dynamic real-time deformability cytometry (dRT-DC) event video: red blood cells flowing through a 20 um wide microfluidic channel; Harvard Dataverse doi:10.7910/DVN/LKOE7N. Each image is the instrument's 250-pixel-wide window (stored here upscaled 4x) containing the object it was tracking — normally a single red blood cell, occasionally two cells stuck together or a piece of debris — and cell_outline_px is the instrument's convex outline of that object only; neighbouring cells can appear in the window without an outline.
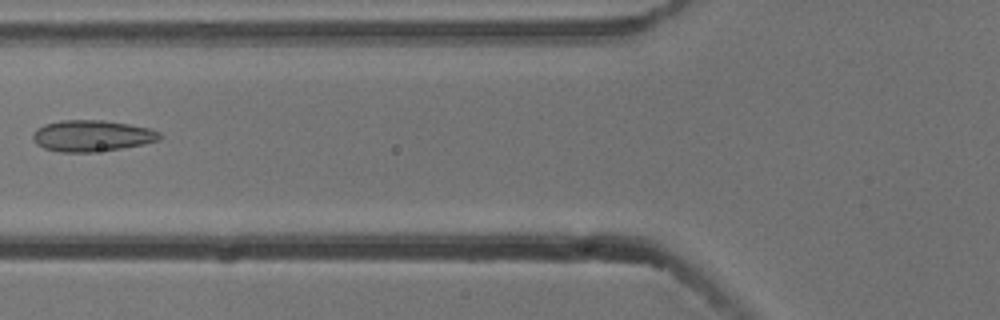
{"species": "common noctule bat (a hibernating species)", "species_latin": "Nyctalus noctula", "temperature_condition": "cold", "stored_images_in_passage": 7, "camera_frame_rate_fps": 3000, "um_per_image_px": 0.085, "animal": {"sex": "male", "body_mass_g": 13.3}, "frame": {"image": 1, "passage_image": 6, "time_ms": 1.667, "image_size_px": [1000, 320], "cell_outline_px": [[160, 140], [120, 148], [92, 152], [60, 152], [44, 148], [36, 144], [32, 140], [32, 132], [36, 128], [44, 124], [60, 120], [104, 120], [128, 124], [148, 128], [160, 132]], "centroid_in_image_um": [7.74, 11.53], "position_along_channel_um": 118.1, "area_um2": 23.06}}
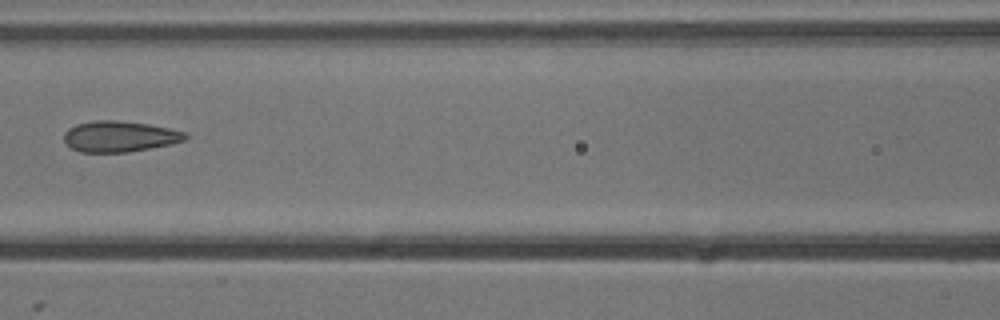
{"frame": {"image": 2, "passage_image": 7, "time_ms": 2.0, "image_size_px": [1000, 320], "cell_outline_px": [[188, 136], [184, 140], [172, 144], [128, 152], [80, 152], [64, 144], [64, 132], [68, 128], [76, 124], [92, 120], [116, 120], [148, 124], [168, 128], [184, 132]], "centroid_in_image_um": [10.11, 11.59], "position_along_channel_um": 156.5, "area_um2": 21.91}}